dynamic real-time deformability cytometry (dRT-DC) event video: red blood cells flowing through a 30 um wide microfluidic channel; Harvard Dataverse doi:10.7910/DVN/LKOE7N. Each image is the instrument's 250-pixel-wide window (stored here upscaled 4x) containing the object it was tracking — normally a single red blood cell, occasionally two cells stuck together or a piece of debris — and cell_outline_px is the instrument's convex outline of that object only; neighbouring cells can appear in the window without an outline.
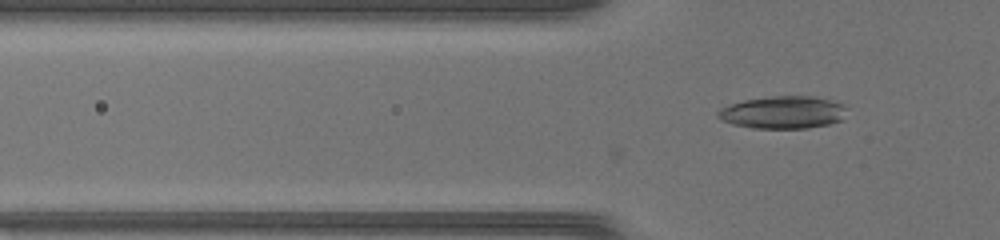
{"species": "common noctule bat (a hibernating species)", "species_latin": "Nyctalus noctula", "temperature_condition": "warm", "stored_images_in_passage": 18, "camera_frame_rate_fps": 3000, "um_per_image_px": 0.085, "animal": {"sex": "female", "body_mass_g": 17.0, "forearm_length_mm": 48.0}, "frame": {"image": 1, "passage_image": 18, "time_ms": 5.667, "image_size_px": [1000, 240], "cell_outline_px": [[844, 120], [828, 124], [808, 128], [752, 128], [732, 124], [720, 120], [716, 116], [716, 112], [720, 108], [728, 104], [744, 100], [772, 96], [812, 96], [844, 104]], "centroid_in_image_um": [66.5, 9.55], "position_along_channel_um": 59.3, "area_um2": 24.51}}